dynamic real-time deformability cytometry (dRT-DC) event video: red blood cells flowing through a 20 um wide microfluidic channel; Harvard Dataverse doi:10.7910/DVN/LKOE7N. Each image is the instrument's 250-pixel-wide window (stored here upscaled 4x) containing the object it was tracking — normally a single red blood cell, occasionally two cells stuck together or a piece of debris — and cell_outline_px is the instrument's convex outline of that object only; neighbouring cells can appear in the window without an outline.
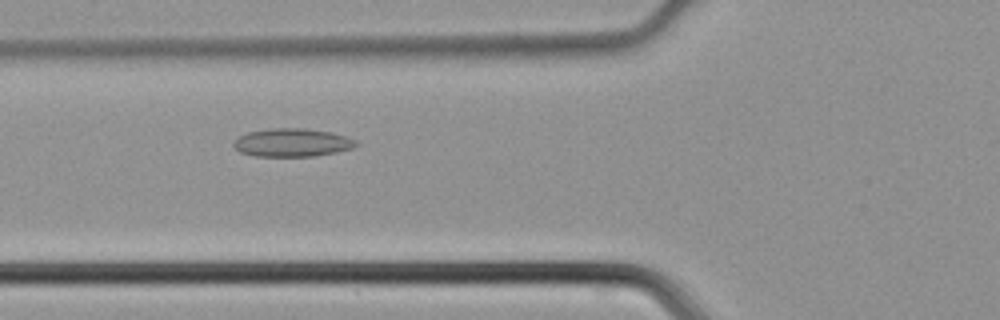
{"species": "common noctule bat (a hibernating species)", "species_latin": "Nyctalus noctula", "temperature_condition": "cold", "stored_images_in_passage": 42, "camera_frame_rate_fps": 3000, "um_per_image_px": 0.085, "animal": {"sex": "male", "body_mass_g": 21.5, "forearm_length_mm": 52.0}, "frame": {"image": 1, "passage_image": 16, "time_ms": 5.0, "image_size_px": [1000, 320], "cell_outline_px": [[360, 144], [352, 148], [336, 152], [312, 156], [256, 156], [240, 152], [232, 144], [240, 136], [248, 132], [272, 128], [304, 128], [332, 132], [356, 140]], "centroid_in_image_um": [24.86, 12.11], "position_along_channel_um": 100.9, "area_um2": 20.0}}
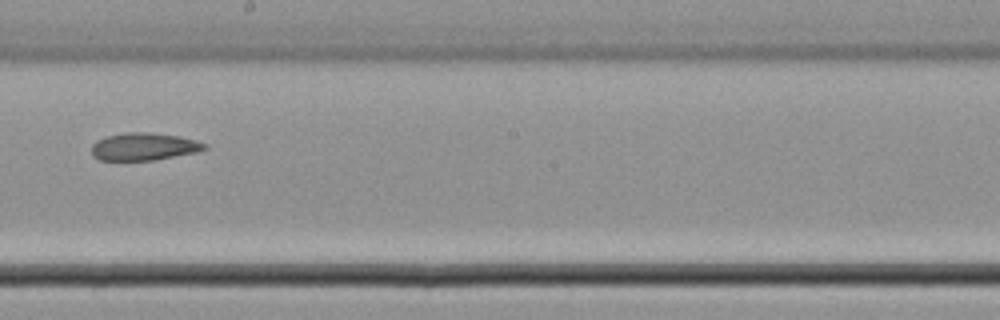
{"frame": {"image": 2, "passage_image": 25, "time_ms": 8.0, "image_size_px": [1000, 320], "cell_outline_px": [[208, 148], [196, 152], [156, 160], [100, 160], [92, 156], [92, 144], [96, 140], [108, 136], [128, 132], [148, 132], [180, 136], [196, 140], [208, 144]], "centroid_in_image_um": [12.25, 12.46], "position_along_channel_um": 235.9, "area_um2": 18.21}}
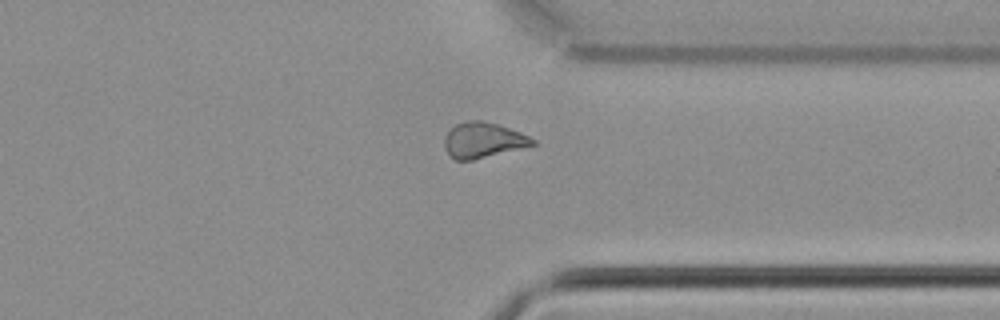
{"frame": {"image": 3, "passage_image": 34, "time_ms": 11.0, "image_size_px": [1000, 320], "cell_outline_px": [[536, 144], [472, 160], [456, 160], [448, 152], [444, 144], [444, 136], [456, 124], [464, 120], [484, 120], [520, 132], [536, 140]], "centroid_in_image_um": [41.05, 11.89], "position_along_channel_um": 370.4, "area_um2": 17.92}}